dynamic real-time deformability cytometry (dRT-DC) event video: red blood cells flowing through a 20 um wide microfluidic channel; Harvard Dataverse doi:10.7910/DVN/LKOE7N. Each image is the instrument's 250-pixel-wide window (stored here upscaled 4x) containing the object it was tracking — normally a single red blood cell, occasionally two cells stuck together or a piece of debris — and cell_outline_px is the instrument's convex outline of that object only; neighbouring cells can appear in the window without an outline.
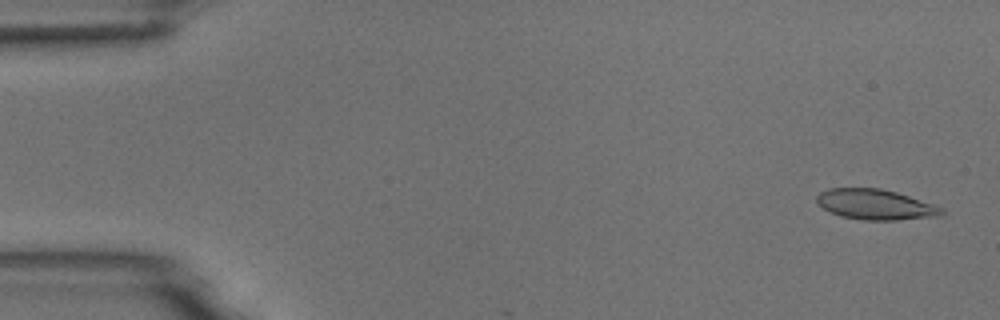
{"species": "common noctule bat (a hibernating species)", "species_latin": "Nyctalus noctula", "temperature_condition": "room temperature", "stored_images_in_passage": 54, "camera_frame_rate_fps": 3000, "um_per_image_px": 0.085, "animal": {"sex": "male", "body_mass_g": 18.8}, "frame": {"image": 1, "passage_image": 2, "time_ms": 0.333, "image_size_px": [1000, 320], "cell_outline_px": [[944, 212], [936, 216], [896, 220], [864, 220], [840, 216], [828, 212], [816, 204], [816, 196], [820, 192], [828, 188], [880, 188], [896, 192], [944, 208]], "centroid_in_image_um": [74.33, 17.38], "position_along_channel_um": 10.7, "area_um2": 22.08}}
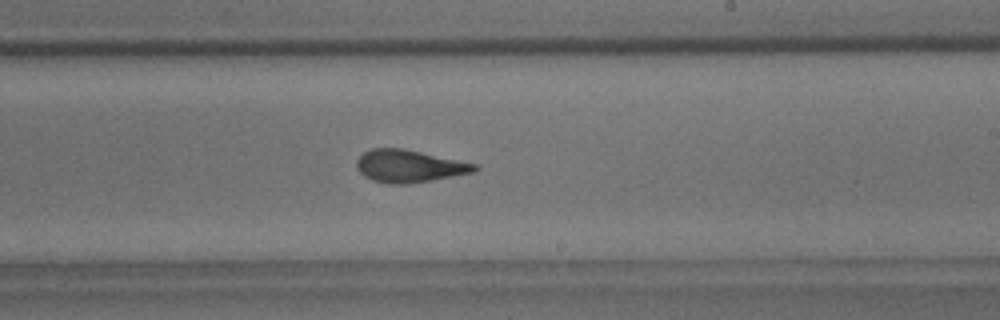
{"frame": {"image": 2, "passage_image": 32, "time_ms": 10.333, "image_size_px": [1000, 320], "cell_outline_px": [[480, 168], [476, 172], [432, 180], [408, 184], [388, 184], [372, 180], [364, 176], [356, 168], [356, 160], [364, 152], [372, 148], [404, 148], [476, 164]], "centroid_in_image_um": [34.77, 14.12], "position_along_channel_um": 254.2, "area_um2": 22.43}}
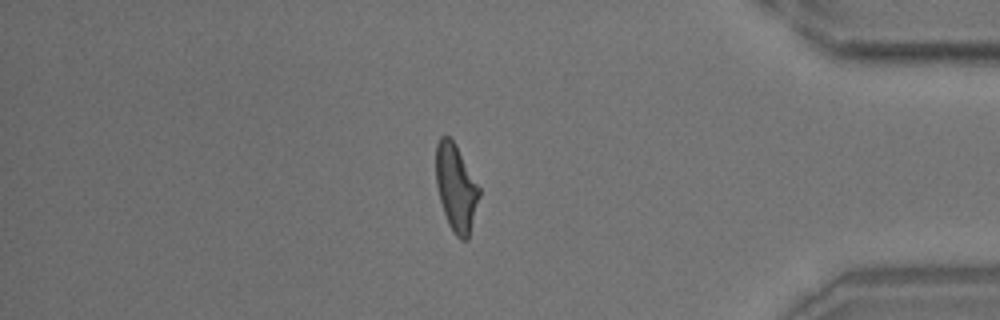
{"frame": {"image": 3, "passage_image": 46, "time_ms": 15.0, "image_size_px": [1000, 320], "cell_outline_px": [[480, 196], [468, 240], [460, 240], [452, 232], [448, 224], [440, 200], [436, 184], [436, 144], [440, 136], [448, 136], [456, 144], [480, 188]], "centroid_in_image_um": [38.76, 15.97], "position_along_channel_um": 396.4, "area_um2": 22.02}, "authors_computed_cell_mechanics": {"area_um2": 22.2819, "velocity_mm_per_s": 3.7115, "shape_relaxation_time_tau1_ms": 3.3648, "shape_relaxation_time_tau2_ms": 1.4529, "deformation_change_tau1": 0.1776, "deformation_change_tau2": 0.1081}}